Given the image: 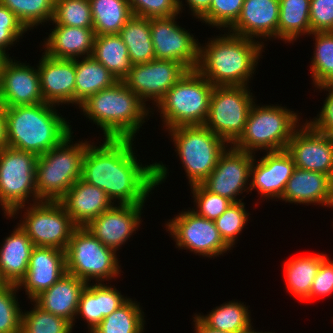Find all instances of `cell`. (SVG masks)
Returning <instances> with one entry per match:
<instances>
[{
  "label": "cell",
  "instance_id": "f546056e",
  "mask_svg": "<svg viewBox=\"0 0 333 333\" xmlns=\"http://www.w3.org/2000/svg\"><path fill=\"white\" fill-rule=\"evenodd\" d=\"M118 80L93 56L76 59L75 104L78 106L89 96L111 87Z\"/></svg>",
  "mask_w": 333,
  "mask_h": 333
},
{
  "label": "cell",
  "instance_id": "ee69618b",
  "mask_svg": "<svg viewBox=\"0 0 333 333\" xmlns=\"http://www.w3.org/2000/svg\"><path fill=\"white\" fill-rule=\"evenodd\" d=\"M191 189L196 208H198L193 212L206 219L215 221L233 203L225 197L208 191L202 184L192 185Z\"/></svg>",
  "mask_w": 333,
  "mask_h": 333
},
{
  "label": "cell",
  "instance_id": "ab89813d",
  "mask_svg": "<svg viewBox=\"0 0 333 333\" xmlns=\"http://www.w3.org/2000/svg\"><path fill=\"white\" fill-rule=\"evenodd\" d=\"M52 21L55 25L93 28L89 0H55Z\"/></svg>",
  "mask_w": 333,
  "mask_h": 333
},
{
  "label": "cell",
  "instance_id": "8d00e7d4",
  "mask_svg": "<svg viewBox=\"0 0 333 333\" xmlns=\"http://www.w3.org/2000/svg\"><path fill=\"white\" fill-rule=\"evenodd\" d=\"M243 303L228 302L214 308L206 316H197L208 326L227 333H241L250 324V313Z\"/></svg>",
  "mask_w": 333,
  "mask_h": 333
},
{
  "label": "cell",
  "instance_id": "1f68e13d",
  "mask_svg": "<svg viewBox=\"0 0 333 333\" xmlns=\"http://www.w3.org/2000/svg\"><path fill=\"white\" fill-rule=\"evenodd\" d=\"M327 258L324 254H313L291 258L285 262L286 288L297 298L309 300L313 280L321 263Z\"/></svg>",
  "mask_w": 333,
  "mask_h": 333
},
{
  "label": "cell",
  "instance_id": "f907efd6",
  "mask_svg": "<svg viewBox=\"0 0 333 333\" xmlns=\"http://www.w3.org/2000/svg\"><path fill=\"white\" fill-rule=\"evenodd\" d=\"M333 293V261L326 258L320 265L309 293V300Z\"/></svg>",
  "mask_w": 333,
  "mask_h": 333
},
{
  "label": "cell",
  "instance_id": "d4e9b609",
  "mask_svg": "<svg viewBox=\"0 0 333 333\" xmlns=\"http://www.w3.org/2000/svg\"><path fill=\"white\" fill-rule=\"evenodd\" d=\"M281 199L290 203L333 207V179L327 174L296 167Z\"/></svg>",
  "mask_w": 333,
  "mask_h": 333
},
{
  "label": "cell",
  "instance_id": "5bb4252c",
  "mask_svg": "<svg viewBox=\"0 0 333 333\" xmlns=\"http://www.w3.org/2000/svg\"><path fill=\"white\" fill-rule=\"evenodd\" d=\"M176 16L150 18L155 59L178 61L188 70H195L199 64L200 43L176 24Z\"/></svg>",
  "mask_w": 333,
  "mask_h": 333
},
{
  "label": "cell",
  "instance_id": "8fae6325",
  "mask_svg": "<svg viewBox=\"0 0 333 333\" xmlns=\"http://www.w3.org/2000/svg\"><path fill=\"white\" fill-rule=\"evenodd\" d=\"M248 86H214L204 126L234 144L245 130L250 108L255 103ZM249 90V91H248Z\"/></svg>",
  "mask_w": 333,
  "mask_h": 333
},
{
  "label": "cell",
  "instance_id": "4316f807",
  "mask_svg": "<svg viewBox=\"0 0 333 333\" xmlns=\"http://www.w3.org/2000/svg\"><path fill=\"white\" fill-rule=\"evenodd\" d=\"M95 33L93 28L55 25L44 41L45 54L57 59L75 60L92 56Z\"/></svg>",
  "mask_w": 333,
  "mask_h": 333
},
{
  "label": "cell",
  "instance_id": "7402d4cb",
  "mask_svg": "<svg viewBox=\"0 0 333 333\" xmlns=\"http://www.w3.org/2000/svg\"><path fill=\"white\" fill-rule=\"evenodd\" d=\"M37 66L44 102L75 104L76 59H57L43 53Z\"/></svg>",
  "mask_w": 333,
  "mask_h": 333
},
{
  "label": "cell",
  "instance_id": "b9f144b4",
  "mask_svg": "<svg viewBox=\"0 0 333 333\" xmlns=\"http://www.w3.org/2000/svg\"><path fill=\"white\" fill-rule=\"evenodd\" d=\"M17 290L16 284H6L0 290V333H21L23 312L19 308Z\"/></svg>",
  "mask_w": 333,
  "mask_h": 333
},
{
  "label": "cell",
  "instance_id": "9c48e42d",
  "mask_svg": "<svg viewBox=\"0 0 333 333\" xmlns=\"http://www.w3.org/2000/svg\"><path fill=\"white\" fill-rule=\"evenodd\" d=\"M116 257V251L106 247L90 230L76 227L65 250L66 272L87 284L94 278L96 283L109 281L121 271Z\"/></svg>",
  "mask_w": 333,
  "mask_h": 333
},
{
  "label": "cell",
  "instance_id": "7bdbcfd3",
  "mask_svg": "<svg viewBox=\"0 0 333 333\" xmlns=\"http://www.w3.org/2000/svg\"><path fill=\"white\" fill-rule=\"evenodd\" d=\"M243 202L232 203L214 223L224 242L231 248L248 221Z\"/></svg>",
  "mask_w": 333,
  "mask_h": 333
},
{
  "label": "cell",
  "instance_id": "681fc988",
  "mask_svg": "<svg viewBox=\"0 0 333 333\" xmlns=\"http://www.w3.org/2000/svg\"><path fill=\"white\" fill-rule=\"evenodd\" d=\"M319 89H326L327 95L322 110L318 117L306 122L317 132L333 137V84L317 86Z\"/></svg>",
  "mask_w": 333,
  "mask_h": 333
},
{
  "label": "cell",
  "instance_id": "ba28073f",
  "mask_svg": "<svg viewBox=\"0 0 333 333\" xmlns=\"http://www.w3.org/2000/svg\"><path fill=\"white\" fill-rule=\"evenodd\" d=\"M189 184H201L215 169L219 156L228 144L204 125L168 129ZM225 144V145H224Z\"/></svg>",
  "mask_w": 333,
  "mask_h": 333
},
{
  "label": "cell",
  "instance_id": "74e56055",
  "mask_svg": "<svg viewBox=\"0 0 333 333\" xmlns=\"http://www.w3.org/2000/svg\"><path fill=\"white\" fill-rule=\"evenodd\" d=\"M315 51L312 57L311 75L314 86L333 84V31L313 32Z\"/></svg>",
  "mask_w": 333,
  "mask_h": 333
},
{
  "label": "cell",
  "instance_id": "2e32d148",
  "mask_svg": "<svg viewBox=\"0 0 333 333\" xmlns=\"http://www.w3.org/2000/svg\"><path fill=\"white\" fill-rule=\"evenodd\" d=\"M254 155L235 149H226L217 161L215 169L201 183L208 191L231 200L241 202L236 196L246 191L250 181Z\"/></svg>",
  "mask_w": 333,
  "mask_h": 333
},
{
  "label": "cell",
  "instance_id": "836d02e7",
  "mask_svg": "<svg viewBox=\"0 0 333 333\" xmlns=\"http://www.w3.org/2000/svg\"><path fill=\"white\" fill-rule=\"evenodd\" d=\"M119 35L127 46L133 65L155 60L150 18L132 16L122 27Z\"/></svg>",
  "mask_w": 333,
  "mask_h": 333
},
{
  "label": "cell",
  "instance_id": "f1b7e54d",
  "mask_svg": "<svg viewBox=\"0 0 333 333\" xmlns=\"http://www.w3.org/2000/svg\"><path fill=\"white\" fill-rule=\"evenodd\" d=\"M4 241L0 249V277L6 284L17 285L28 270L35 246L19 225Z\"/></svg>",
  "mask_w": 333,
  "mask_h": 333
},
{
  "label": "cell",
  "instance_id": "8992f818",
  "mask_svg": "<svg viewBox=\"0 0 333 333\" xmlns=\"http://www.w3.org/2000/svg\"><path fill=\"white\" fill-rule=\"evenodd\" d=\"M213 88L196 69L188 70L156 105L166 129L204 125Z\"/></svg>",
  "mask_w": 333,
  "mask_h": 333
},
{
  "label": "cell",
  "instance_id": "5b68a950",
  "mask_svg": "<svg viewBox=\"0 0 333 333\" xmlns=\"http://www.w3.org/2000/svg\"><path fill=\"white\" fill-rule=\"evenodd\" d=\"M71 135L37 158L36 191L40 201H59L82 178L83 158L90 143L72 141L71 145Z\"/></svg>",
  "mask_w": 333,
  "mask_h": 333
},
{
  "label": "cell",
  "instance_id": "7dc6e473",
  "mask_svg": "<svg viewBox=\"0 0 333 333\" xmlns=\"http://www.w3.org/2000/svg\"><path fill=\"white\" fill-rule=\"evenodd\" d=\"M28 31L24 25L18 20L16 15L0 4V50L6 55V48L17 42ZM9 45V46H8Z\"/></svg>",
  "mask_w": 333,
  "mask_h": 333
},
{
  "label": "cell",
  "instance_id": "44dd1931",
  "mask_svg": "<svg viewBox=\"0 0 333 333\" xmlns=\"http://www.w3.org/2000/svg\"><path fill=\"white\" fill-rule=\"evenodd\" d=\"M66 273L65 251L53 247L35 246L31 252L28 270L17 284L23 286L32 301L49 289Z\"/></svg>",
  "mask_w": 333,
  "mask_h": 333
},
{
  "label": "cell",
  "instance_id": "c3c4849f",
  "mask_svg": "<svg viewBox=\"0 0 333 333\" xmlns=\"http://www.w3.org/2000/svg\"><path fill=\"white\" fill-rule=\"evenodd\" d=\"M310 27L311 33L333 31V0H310Z\"/></svg>",
  "mask_w": 333,
  "mask_h": 333
},
{
  "label": "cell",
  "instance_id": "816d5d0a",
  "mask_svg": "<svg viewBox=\"0 0 333 333\" xmlns=\"http://www.w3.org/2000/svg\"><path fill=\"white\" fill-rule=\"evenodd\" d=\"M189 4V8L192 11V15L198 19L209 9L212 0H186Z\"/></svg>",
  "mask_w": 333,
  "mask_h": 333
},
{
  "label": "cell",
  "instance_id": "603a6c76",
  "mask_svg": "<svg viewBox=\"0 0 333 333\" xmlns=\"http://www.w3.org/2000/svg\"><path fill=\"white\" fill-rule=\"evenodd\" d=\"M59 202L77 227H86L114 204L102 189L82 178L71 186Z\"/></svg>",
  "mask_w": 333,
  "mask_h": 333
},
{
  "label": "cell",
  "instance_id": "bcb514c9",
  "mask_svg": "<svg viewBox=\"0 0 333 333\" xmlns=\"http://www.w3.org/2000/svg\"><path fill=\"white\" fill-rule=\"evenodd\" d=\"M133 16L143 18L171 17L180 14V0H128Z\"/></svg>",
  "mask_w": 333,
  "mask_h": 333
},
{
  "label": "cell",
  "instance_id": "11a10c76",
  "mask_svg": "<svg viewBox=\"0 0 333 333\" xmlns=\"http://www.w3.org/2000/svg\"><path fill=\"white\" fill-rule=\"evenodd\" d=\"M9 56L6 55L3 51L0 50V69L2 68L5 60L8 58Z\"/></svg>",
  "mask_w": 333,
  "mask_h": 333
},
{
  "label": "cell",
  "instance_id": "7c38bea8",
  "mask_svg": "<svg viewBox=\"0 0 333 333\" xmlns=\"http://www.w3.org/2000/svg\"><path fill=\"white\" fill-rule=\"evenodd\" d=\"M24 212L18 225L37 247L66 250L71 235L77 227L59 201H40Z\"/></svg>",
  "mask_w": 333,
  "mask_h": 333
},
{
  "label": "cell",
  "instance_id": "f5cc1de1",
  "mask_svg": "<svg viewBox=\"0 0 333 333\" xmlns=\"http://www.w3.org/2000/svg\"><path fill=\"white\" fill-rule=\"evenodd\" d=\"M7 147V123L4 107L0 106V150Z\"/></svg>",
  "mask_w": 333,
  "mask_h": 333
},
{
  "label": "cell",
  "instance_id": "ffe728a7",
  "mask_svg": "<svg viewBox=\"0 0 333 333\" xmlns=\"http://www.w3.org/2000/svg\"><path fill=\"white\" fill-rule=\"evenodd\" d=\"M251 167V179L248 191L257 189L262 197L281 199L287 182L292 176L296 165L290 153L285 150L267 152ZM257 163V164H256Z\"/></svg>",
  "mask_w": 333,
  "mask_h": 333
},
{
  "label": "cell",
  "instance_id": "d6a6232c",
  "mask_svg": "<svg viewBox=\"0 0 333 333\" xmlns=\"http://www.w3.org/2000/svg\"><path fill=\"white\" fill-rule=\"evenodd\" d=\"M311 35L310 0H279L277 37L285 42Z\"/></svg>",
  "mask_w": 333,
  "mask_h": 333
},
{
  "label": "cell",
  "instance_id": "e0dca14e",
  "mask_svg": "<svg viewBox=\"0 0 333 333\" xmlns=\"http://www.w3.org/2000/svg\"><path fill=\"white\" fill-rule=\"evenodd\" d=\"M300 128L294 131L286 148L296 167L333 179V137L315 131L307 122Z\"/></svg>",
  "mask_w": 333,
  "mask_h": 333
},
{
  "label": "cell",
  "instance_id": "4dcf8cb0",
  "mask_svg": "<svg viewBox=\"0 0 333 333\" xmlns=\"http://www.w3.org/2000/svg\"><path fill=\"white\" fill-rule=\"evenodd\" d=\"M92 56L118 81L129 74L133 65L119 34L95 35Z\"/></svg>",
  "mask_w": 333,
  "mask_h": 333
},
{
  "label": "cell",
  "instance_id": "7a4b0ae2",
  "mask_svg": "<svg viewBox=\"0 0 333 333\" xmlns=\"http://www.w3.org/2000/svg\"><path fill=\"white\" fill-rule=\"evenodd\" d=\"M228 34L213 38L205 47L200 44L196 70L213 86H247L264 45L255 39Z\"/></svg>",
  "mask_w": 333,
  "mask_h": 333
},
{
  "label": "cell",
  "instance_id": "9f6ffc18",
  "mask_svg": "<svg viewBox=\"0 0 333 333\" xmlns=\"http://www.w3.org/2000/svg\"><path fill=\"white\" fill-rule=\"evenodd\" d=\"M252 324H250L245 330H243L241 333H263V332H257L255 330H252ZM264 333H267V332H264ZM268 333H272V332H268Z\"/></svg>",
  "mask_w": 333,
  "mask_h": 333
},
{
  "label": "cell",
  "instance_id": "f6af8a7d",
  "mask_svg": "<svg viewBox=\"0 0 333 333\" xmlns=\"http://www.w3.org/2000/svg\"><path fill=\"white\" fill-rule=\"evenodd\" d=\"M244 0H212L209 9L200 17L202 22L217 28H230L239 18Z\"/></svg>",
  "mask_w": 333,
  "mask_h": 333
},
{
  "label": "cell",
  "instance_id": "e575fe53",
  "mask_svg": "<svg viewBox=\"0 0 333 333\" xmlns=\"http://www.w3.org/2000/svg\"><path fill=\"white\" fill-rule=\"evenodd\" d=\"M95 35L119 34L133 16L128 0H89Z\"/></svg>",
  "mask_w": 333,
  "mask_h": 333
},
{
  "label": "cell",
  "instance_id": "30bf717a",
  "mask_svg": "<svg viewBox=\"0 0 333 333\" xmlns=\"http://www.w3.org/2000/svg\"><path fill=\"white\" fill-rule=\"evenodd\" d=\"M34 153L5 147L0 150V205L8 217H15L33 196L40 202L36 191V162ZM35 198V199H34Z\"/></svg>",
  "mask_w": 333,
  "mask_h": 333
},
{
  "label": "cell",
  "instance_id": "db71d44e",
  "mask_svg": "<svg viewBox=\"0 0 333 333\" xmlns=\"http://www.w3.org/2000/svg\"><path fill=\"white\" fill-rule=\"evenodd\" d=\"M193 321L195 322L196 333H227L208 327L197 315H195Z\"/></svg>",
  "mask_w": 333,
  "mask_h": 333
},
{
  "label": "cell",
  "instance_id": "d590c367",
  "mask_svg": "<svg viewBox=\"0 0 333 333\" xmlns=\"http://www.w3.org/2000/svg\"><path fill=\"white\" fill-rule=\"evenodd\" d=\"M137 301L129 298L90 333H142L144 332V312Z\"/></svg>",
  "mask_w": 333,
  "mask_h": 333
},
{
  "label": "cell",
  "instance_id": "484cf974",
  "mask_svg": "<svg viewBox=\"0 0 333 333\" xmlns=\"http://www.w3.org/2000/svg\"><path fill=\"white\" fill-rule=\"evenodd\" d=\"M87 283L65 273L49 289L38 295L33 302L43 310L69 321L74 326L81 294Z\"/></svg>",
  "mask_w": 333,
  "mask_h": 333
},
{
  "label": "cell",
  "instance_id": "d6986e66",
  "mask_svg": "<svg viewBox=\"0 0 333 333\" xmlns=\"http://www.w3.org/2000/svg\"><path fill=\"white\" fill-rule=\"evenodd\" d=\"M144 204H114L93 219L86 228L106 247L117 252L140 225Z\"/></svg>",
  "mask_w": 333,
  "mask_h": 333
},
{
  "label": "cell",
  "instance_id": "83f0119b",
  "mask_svg": "<svg viewBox=\"0 0 333 333\" xmlns=\"http://www.w3.org/2000/svg\"><path fill=\"white\" fill-rule=\"evenodd\" d=\"M105 283L87 284L83 290L76 316L81 315L87 321L88 327L93 331L104 319L118 307L124 304L129 298H124L122 294L112 286Z\"/></svg>",
  "mask_w": 333,
  "mask_h": 333
},
{
  "label": "cell",
  "instance_id": "6f0895ef",
  "mask_svg": "<svg viewBox=\"0 0 333 333\" xmlns=\"http://www.w3.org/2000/svg\"><path fill=\"white\" fill-rule=\"evenodd\" d=\"M6 285V283L0 277V290Z\"/></svg>",
  "mask_w": 333,
  "mask_h": 333
},
{
  "label": "cell",
  "instance_id": "4fadbf2b",
  "mask_svg": "<svg viewBox=\"0 0 333 333\" xmlns=\"http://www.w3.org/2000/svg\"><path fill=\"white\" fill-rule=\"evenodd\" d=\"M179 248L206 257H216L231 248L224 242L214 221L190 211L176 215L165 225ZM186 247V248H185Z\"/></svg>",
  "mask_w": 333,
  "mask_h": 333
},
{
  "label": "cell",
  "instance_id": "6da1fadb",
  "mask_svg": "<svg viewBox=\"0 0 333 333\" xmlns=\"http://www.w3.org/2000/svg\"><path fill=\"white\" fill-rule=\"evenodd\" d=\"M104 139L99 147L87 146L82 179L102 189L111 201L144 204L151 190L166 179L167 167L163 163L139 164L132 150L134 139Z\"/></svg>",
  "mask_w": 333,
  "mask_h": 333
},
{
  "label": "cell",
  "instance_id": "9a60e30c",
  "mask_svg": "<svg viewBox=\"0 0 333 333\" xmlns=\"http://www.w3.org/2000/svg\"><path fill=\"white\" fill-rule=\"evenodd\" d=\"M187 71L178 61L155 59L132 65L129 74L122 81L144 103L151 99L158 104Z\"/></svg>",
  "mask_w": 333,
  "mask_h": 333
},
{
  "label": "cell",
  "instance_id": "ac0fdd59",
  "mask_svg": "<svg viewBox=\"0 0 333 333\" xmlns=\"http://www.w3.org/2000/svg\"><path fill=\"white\" fill-rule=\"evenodd\" d=\"M44 103L38 69L8 57L0 69V106Z\"/></svg>",
  "mask_w": 333,
  "mask_h": 333
},
{
  "label": "cell",
  "instance_id": "60d3db41",
  "mask_svg": "<svg viewBox=\"0 0 333 333\" xmlns=\"http://www.w3.org/2000/svg\"><path fill=\"white\" fill-rule=\"evenodd\" d=\"M33 310L22 314L21 333H71L73 325L50 312L43 310L36 303Z\"/></svg>",
  "mask_w": 333,
  "mask_h": 333
},
{
  "label": "cell",
  "instance_id": "cb8c5ba5",
  "mask_svg": "<svg viewBox=\"0 0 333 333\" xmlns=\"http://www.w3.org/2000/svg\"><path fill=\"white\" fill-rule=\"evenodd\" d=\"M279 0H244L230 33L247 38H277ZM254 37V38H253Z\"/></svg>",
  "mask_w": 333,
  "mask_h": 333
},
{
  "label": "cell",
  "instance_id": "3957f363",
  "mask_svg": "<svg viewBox=\"0 0 333 333\" xmlns=\"http://www.w3.org/2000/svg\"><path fill=\"white\" fill-rule=\"evenodd\" d=\"M53 104L4 107L7 147L43 155L71 134V125Z\"/></svg>",
  "mask_w": 333,
  "mask_h": 333
},
{
  "label": "cell",
  "instance_id": "52a82bcc",
  "mask_svg": "<svg viewBox=\"0 0 333 333\" xmlns=\"http://www.w3.org/2000/svg\"><path fill=\"white\" fill-rule=\"evenodd\" d=\"M298 114L286 107L255 103L250 108L245 130L232 145L240 151L252 153L259 149L285 150L296 128H299Z\"/></svg>",
  "mask_w": 333,
  "mask_h": 333
},
{
  "label": "cell",
  "instance_id": "277c9868",
  "mask_svg": "<svg viewBox=\"0 0 333 333\" xmlns=\"http://www.w3.org/2000/svg\"><path fill=\"white\" fill-rule=\"evenodd\" d=\"M123 81L89 96L79 105L109 139H134L150 108ZM147 108V109H146Z\"/></svg>",
  "mask_w": 333,
  "mask_h": 333
},
{
  "label": "cell",
  "instance_id": "f35d334b",
  "mask_svg": "<svg viewBox=\"0 0 333 333\" xmlns=\"http://www.w3.org/2000/svg\"><path fill=\"white\" fill-rule=\"evenodd\" d=\"M0 4L11 10L28 30L42 22H52L55 0H0Z\"/></svg>",
  "mask_w": 333,
  "mask_h": 333
}]
</instances>
